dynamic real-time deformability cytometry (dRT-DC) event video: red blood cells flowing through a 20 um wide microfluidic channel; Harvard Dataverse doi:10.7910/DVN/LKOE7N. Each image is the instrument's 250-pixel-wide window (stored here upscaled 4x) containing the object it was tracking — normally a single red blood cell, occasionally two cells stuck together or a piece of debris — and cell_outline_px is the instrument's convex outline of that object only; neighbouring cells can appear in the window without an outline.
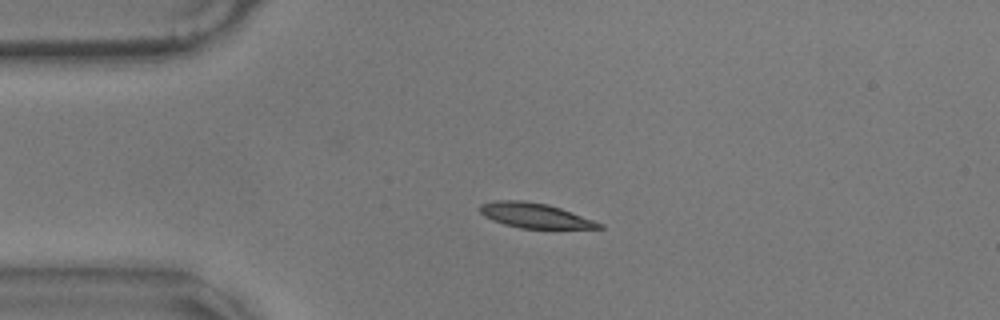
{"species": "common noctule bat (a hibernating species)", "species_latin": "Nyctalus noctula", "temperature_condition": "warm", "stored_images_in_passage": 4, "camera_frame_rate_fps": 3000, "um_per_image_px": 0.085, "animal": {"sex": "male", "body_mass_g": 17.9}, "frame": {"image": 1, "passage_image": 1, "time_ms": 0.0, "image_size_px": [1000, 320], "cell_outline_px": [[604, 228], [520, 228], [504, 224], [492, 220], [484, 216], [480, 212], [480, 204], [496, 200], [524, 200], [548, 204], [560, 208], [604, 224]], "centroid_in_image_um": [45.43, 18.31], "position_along_channel_um": 39.6, "area_um2": 17.17}}